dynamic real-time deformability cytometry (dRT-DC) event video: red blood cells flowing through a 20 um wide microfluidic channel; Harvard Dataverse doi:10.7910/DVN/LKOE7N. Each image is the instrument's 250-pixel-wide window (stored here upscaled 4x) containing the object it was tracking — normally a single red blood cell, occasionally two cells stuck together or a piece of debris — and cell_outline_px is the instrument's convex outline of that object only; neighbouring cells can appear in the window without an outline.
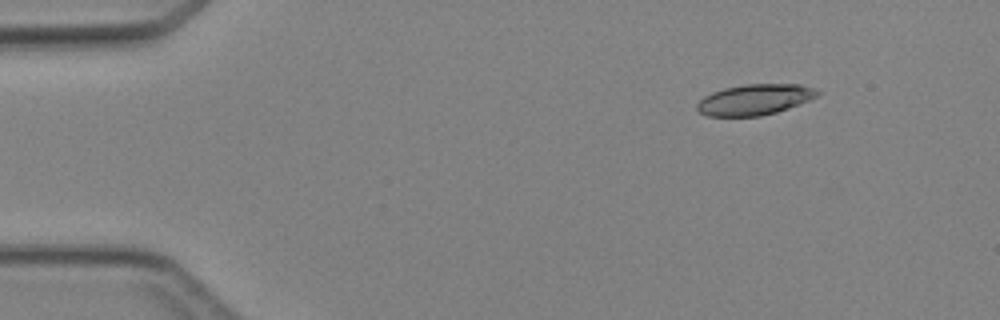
{"species": "Egyptian fruit bat (a non-hibernating species)", "species_latin": "Rousettus aegyptiacus", "temperature_condition": "cold", "stored_images_in_passage": 4, "segment_of_instrument_passage": [2, 2], "camera_frame_rate_fps": 3000, "um_per_image_px": 0.085, "animal": {"sex": "female"}, "frame": {"image": 1, "passage_image": 4, "time_ms": 3.667, "image_size_px": [1000, 320], "cell_outline_px": [[820, 92], [816, 96], [808, 100], [788, 108], [776, 112], [760, 116], [708, 116], [700, 112], [696, 108], [696, 104], [704, 96], [712, 92], [724, 88], [744, 84], [800, 84], [816, 88]], "centroid_in_image_um": [64.13, 8.46], "position_along_channel_um": 20.9, "area_um2": 21.5}}